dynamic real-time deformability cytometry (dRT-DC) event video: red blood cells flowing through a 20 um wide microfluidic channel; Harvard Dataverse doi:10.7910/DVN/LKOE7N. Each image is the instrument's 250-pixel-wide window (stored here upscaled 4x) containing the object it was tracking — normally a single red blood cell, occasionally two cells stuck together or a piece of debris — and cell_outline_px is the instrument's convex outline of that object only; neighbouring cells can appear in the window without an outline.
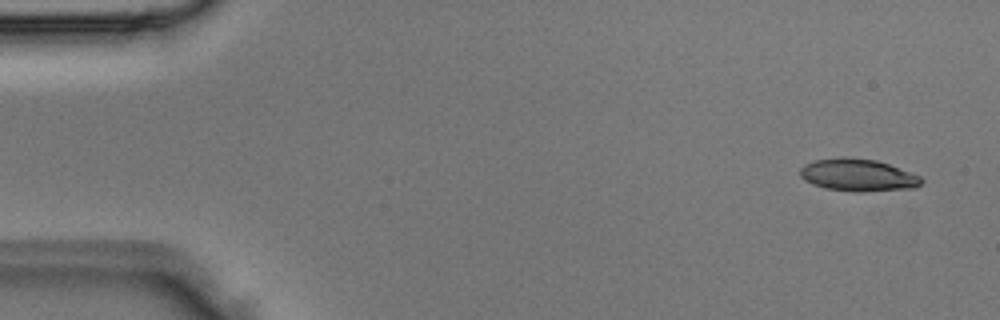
{"species": "Egyptian fruit bat (a non-hibernating species)", "species_latin": "Rousettus aegyptiacus", "temperature_condition": "room temperature", "stored_images_in_passage": 4, "camera_frame_rate_fps": 3000, "um_per_image_px": 0.085, "animal": {"sex": "male"}, "frame": {"image": 1, "passage_image": 1, "time_ms": 0.0, "image_size_px": [1000, 320], "cell_outline_px": [[924, 180], [916, 188], [864, 192], [852, 192], [824, 188], [812, 184], [804, 180], [800, 176], [800, 168], [804, 164], [816, 160], [876, 160], [912, 172], [920, 176]], "centroid_in_image_um": [72.97, 14.94], "position_along_channel_um": 12.0, "area_um2": 22.31}}
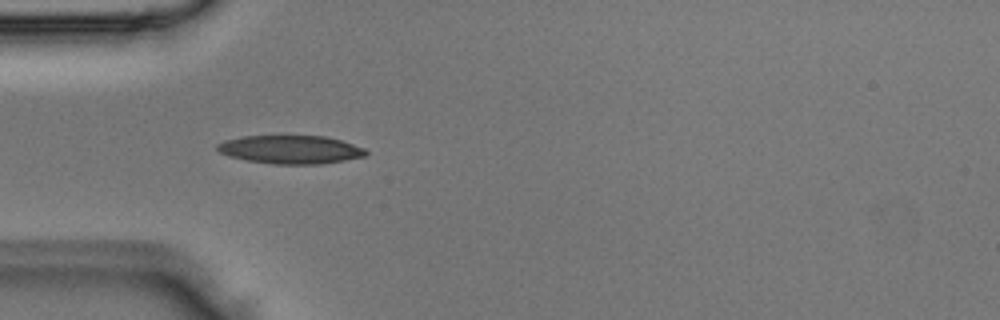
{"frame": {"image": 2, "passage_image": 4, "time_ms": 1.0, "image_size_px": [1000, 320], "cell_outline_px": [[368, 152], [364, 156], [344, 160], [320, 164], [276, 164], [248, 160], [232, 156], [220, 152], [216, 148], [216, 144], [224, 140], [240, 136], [324, 136], [340, 140], [364, 148]], "centroid_in_image_um": [24.68, 12.7], "position_along_channel_um": 60.3, "area_um2": 24.28}}